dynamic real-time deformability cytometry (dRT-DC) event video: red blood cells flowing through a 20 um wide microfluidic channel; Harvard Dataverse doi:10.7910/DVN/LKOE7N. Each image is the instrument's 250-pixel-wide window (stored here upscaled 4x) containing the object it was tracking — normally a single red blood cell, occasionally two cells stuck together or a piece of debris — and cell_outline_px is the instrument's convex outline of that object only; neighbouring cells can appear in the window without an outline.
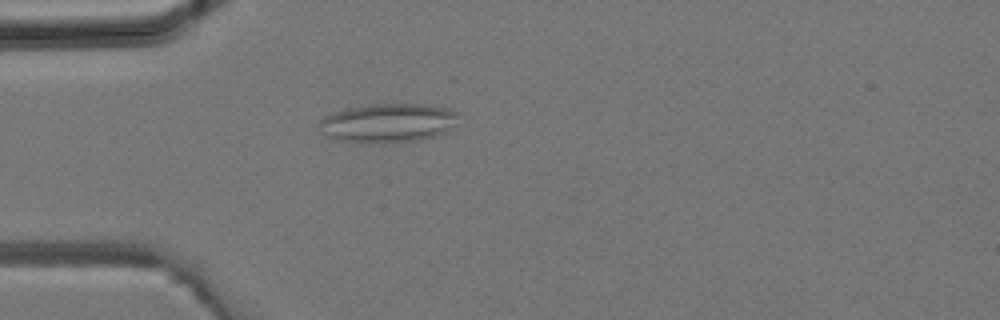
{"species": "common noctule bat (a hibernating species)", "species_latin": "Nyctalus noctula", "temperature_condition": "room temperature", "stored_images_in_passage": 1, "camera_frame_rate_fps": 3000, "um_per_image_px": 0.085, "animal": {"sex": "male", "body_mass_g": 19.2, "forearm_length_mm": 51.8}, "frame": {"image": 1, "passage_image": 1, "time_ms": 0.0, "image_size_px": [1000, 320], "cell_outline_px": [[460, 112], [448, 128], [444, 132], [420, 140], [392, 144], [340, 140], [332, 136], [320, 120], [324, 116], [348, 108], [376, 104], [428, 104]], "centroid_in_image_um": [33.07, 10.44], "position_along_channel_um": 51.9, "area_um2": 30.58}}